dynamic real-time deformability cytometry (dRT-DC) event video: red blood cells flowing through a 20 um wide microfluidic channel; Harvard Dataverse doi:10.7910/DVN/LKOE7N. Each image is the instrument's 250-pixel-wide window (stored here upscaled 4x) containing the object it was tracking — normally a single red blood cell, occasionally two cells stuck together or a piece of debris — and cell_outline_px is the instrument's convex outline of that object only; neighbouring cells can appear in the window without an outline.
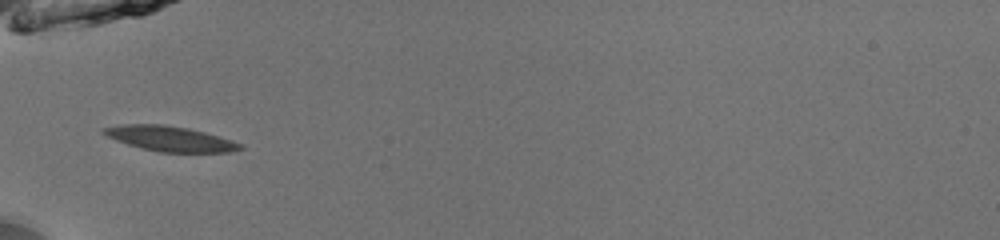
{"species": "common noctule bat (a hibernating species)", "species_latin": "Nyctalus noctula", "temperature_condition": "room temperature", "stored_images_in_passage": 34, "camera_frame_rate_fps": 3000, "um_per_image_px": 0.085, "animal": {"sex": "male", "body_mass_g": 13.0, "forearm_length_mm": 53.1}, "frame": {"image": 1, "passage_image": 1, "time_ms": 0.0, "image_size_px": [1000, 240], "cell_outline_px": [[244, 148], [228, 152], [160, 152], [128, 144], [116, 140], [100, 132], [100, 128], [120, 124], [164, 124], [188, 128], [204, 132], [232, 140], [244, 144]], "centroid_in_image_um": [14.44, 11.77], "position_along_channel_um": 70.6, "area_um2": 19.94}}
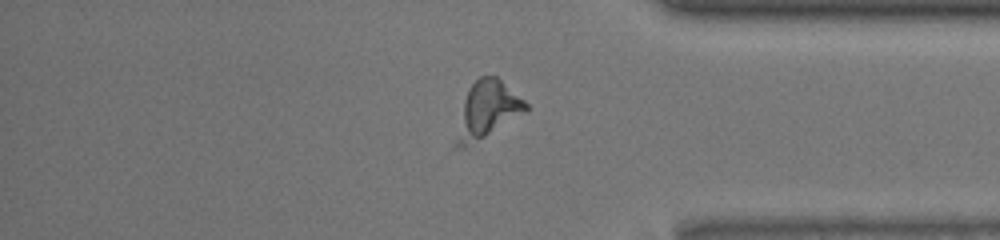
{"frame": {"image": 2, "passage_image": 26, "time_ms": 8.333, "image_size_px": [1000, 240], "cell_outline_px": [[528, 112], [464, 148], [456, 148], [456, 140], [464, 100], [468, 88], [480, 76], [496, 76], [524, 100], [528, 104]], "centroid_in_image_um": [41.46, 9.32], "position_along_channel_um": 393.7, "area_um2": 22.37}}